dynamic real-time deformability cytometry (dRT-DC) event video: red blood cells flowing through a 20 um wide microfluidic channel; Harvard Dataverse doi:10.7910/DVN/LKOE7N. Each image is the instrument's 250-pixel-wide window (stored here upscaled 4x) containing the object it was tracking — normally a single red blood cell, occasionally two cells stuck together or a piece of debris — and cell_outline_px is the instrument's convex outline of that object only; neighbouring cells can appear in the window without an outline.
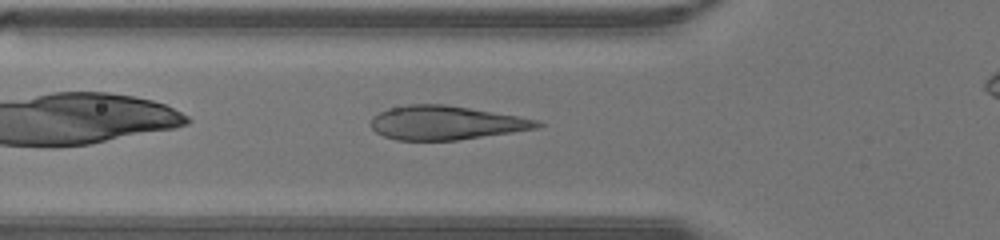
{"species": "human", "species_latin": "Homo sapiens", "temperature_condition": "warm", "stored_images_in_passage": 26, "camera_frame_rate_fps": 3000, "um_per_image_px": 0.085, "donor": {"sex": "male"}, "frame": {"image": 1, "passage_image": 3, "time_ms": 0.667, "image_size_px": [1000, 240], "cell_outline_px": [[544, 124], [536, 128], [512, 132], [456, 140], [396, 140], [384, 136], [376, 132], [372, 128], [372, 116], [388, 108], [408, 104], [444, 104], [516, 116], [536, 120]], "centroid_in_image_um": [37.84, 10.43], "position_along_channel_um": 88.0, "area_um2": 32.37}}
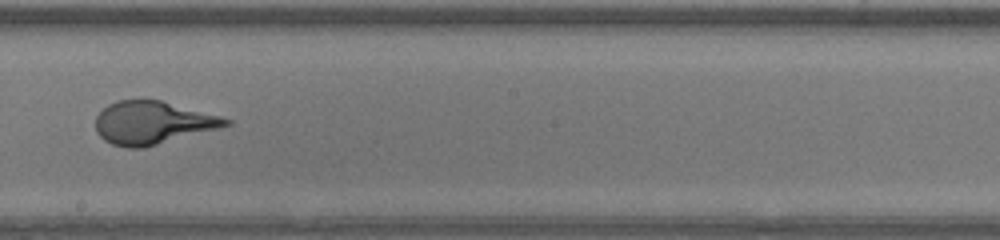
{"frame": {"image": 2, "passage_image": 12, "time_ms": 3.667, "image_size_px": [1000, 240], "cell_outline_px": [[232, 124], [220, 128], [144, 148], [128, 148], [112, 144], [104, 140], [96, 132], [96, 116], [108, 104], [116, 100], [160, 100], [220, 116], [232, 120]], "centroid_in_image_um": [12.96, 10.44], "position_along_channel_um": 235.2, "area_um2": 32.48}}
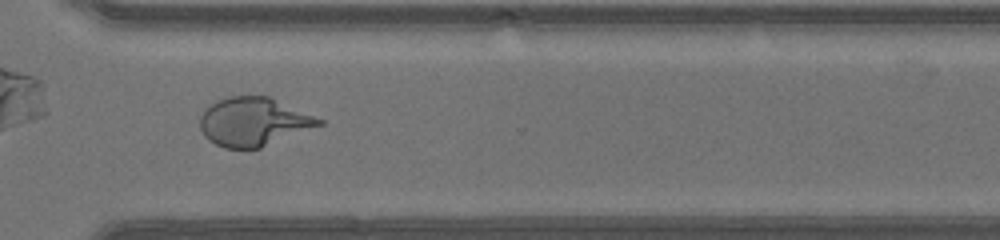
{"frame": {"image": 3, "passage_image": 19, "time_ms": 6.0, "image_size_px": [1000, 240], "cell_outline_px": [[324, 124], [260, 148], [224, 148], [208, 140], [204, 136], [200, 128], [200, 116], [204, 108], [228, 96], [268, 96], [324, 120]], "centroid_in_image_um": [21.53, 10.35], "position_along_channel_um": 349.1, "area_um2": 33.47}}